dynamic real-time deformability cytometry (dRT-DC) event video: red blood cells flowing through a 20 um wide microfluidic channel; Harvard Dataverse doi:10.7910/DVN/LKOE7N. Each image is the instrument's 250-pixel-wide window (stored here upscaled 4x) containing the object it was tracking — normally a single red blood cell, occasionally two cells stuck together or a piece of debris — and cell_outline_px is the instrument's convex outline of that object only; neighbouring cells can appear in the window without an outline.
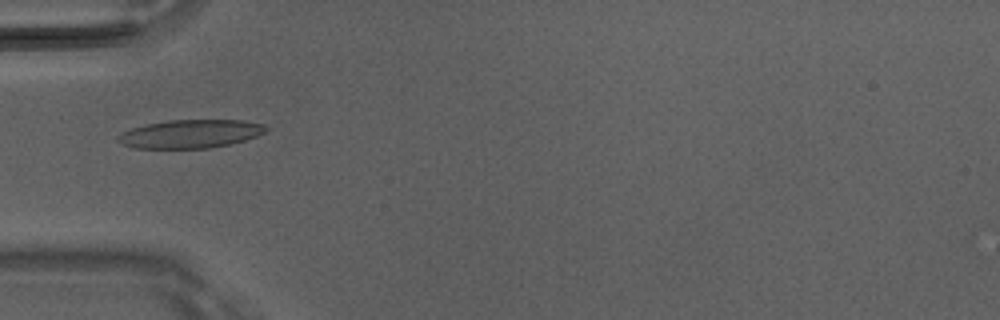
{"species": "Egyptian fruit bat (a non-hibernating species)", "species_latin": "Rousettus aegyptiacus", "temperature_condition": "room temperature", "stored_images_in_passage": 4, "camera_frame_rate_fps": 3000, "um_per_image_px": 0.085, "animal": {"sex": "male"}, "frame": {"image": 1, "passage_image": 2, "time_ms": 0.333, "image_size_px": [1000, 320], "cell_outline_px": [[268, 132], [244, 140], [212, 148], [132, 148], [116, 140], [116, 136], [132, 128], [148, 124], [168, 120], [244, 120], [264, 124], [268, 128]], "centroid_in_image_um": [16.21, 11.37], "position_along_channel_um": 68.8, "area_um2": 24.45}}